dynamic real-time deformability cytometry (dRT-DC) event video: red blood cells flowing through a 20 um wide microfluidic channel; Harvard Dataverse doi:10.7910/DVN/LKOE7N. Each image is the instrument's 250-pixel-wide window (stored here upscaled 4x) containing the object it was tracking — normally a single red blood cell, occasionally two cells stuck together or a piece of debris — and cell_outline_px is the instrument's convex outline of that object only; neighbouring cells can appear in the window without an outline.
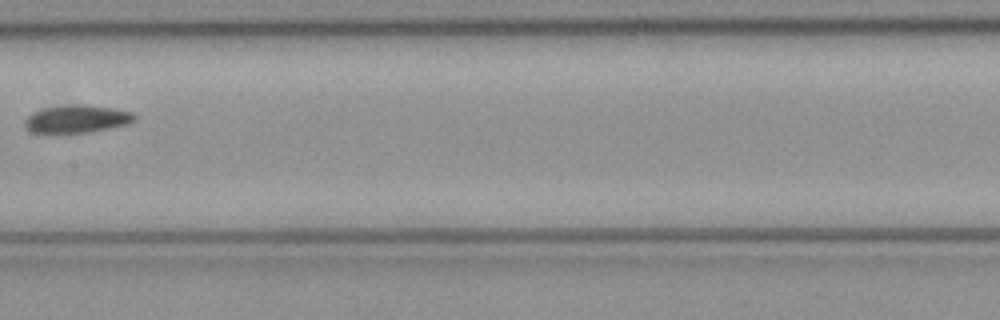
{"species": "common noctule bat (a hibernating species)", "species_latin": "Nyctalus noctula", "temperature_condition": "cold", "stored_images_in_passage": 8, "camera_frame_rate_fps": 3000, "um_per_image_px": 0.085, "animal": {"sex": "female", "body_mass_g": 21.9}, "frame": {"image": 1, "passage_image": 8, "time_ms": 2.333, "image_size_px": [1000, 320], "cell_outline_px": [[136, 116], [132, 120], [124, 124], [108, 128], [88, 132], [48, 136], [32, 132], [24, 124], [24, 120], [32, 112], [40, 108], [64, 104], [88, 104], [112, 108], [132, 112]], "centroid_in_image_um": [6.4, 10.13], "position_along_channel_um": 201.0, "area_um2": 18.38}}